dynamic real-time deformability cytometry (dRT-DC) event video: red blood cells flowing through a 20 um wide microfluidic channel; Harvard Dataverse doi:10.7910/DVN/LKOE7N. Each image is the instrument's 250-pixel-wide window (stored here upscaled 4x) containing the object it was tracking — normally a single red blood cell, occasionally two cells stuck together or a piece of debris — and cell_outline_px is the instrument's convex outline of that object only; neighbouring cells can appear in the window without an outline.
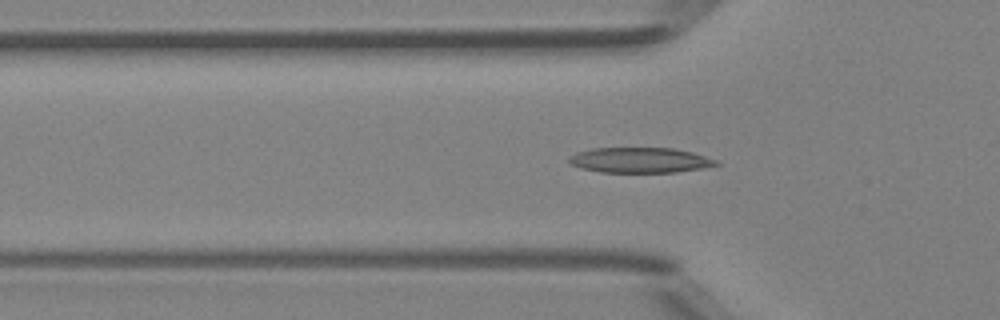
{"species": "Egyptian fruit bat (a non-hibernating species)", "species_latin": "Rousettus aegyptiacus", "temperature_condition": "room temperature", "stored_images_in_passage": 42, "camera_frame_rate_fps": 3000, "um_per_image_px": 0.085, "animal": {"sex": "female"}, "frame": {"image": 1, "passage_image": 12, "time_ms": 3.667, "image_size_px": [1000, 320], "cell_outline_px": [[720, 164], [700, 168], [676, 172], [600, 172], [580, 168], [568, 164], [568, 156], [576, 152], [592, 148], [672, 148], [692, 152], [716, 160]], "centroid_in_image_um": [54.31, 13.61], "position_along_channel_um": 71.5, "area_um2": 21.68}}
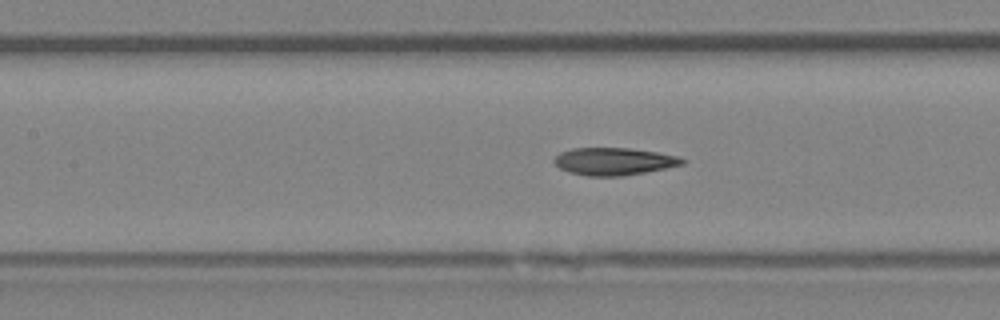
{"frame": {"image": 2, "passage_image": 18, "time_ms": 5.667, "image_size_px": [1000, 320], "cell_outline_px": [[688, 160], [684, 164], [644, 172], [620, 176], [588, 176], [568, 172], [560, 168], [552, 160], [560, 152], [572, 148], [628, 148], [656, 152], [676, 156]], "centroid_in_image_um": [52.15, 13.71], "position_along_channel_um": 155.2, "area_um2": 20.35}}
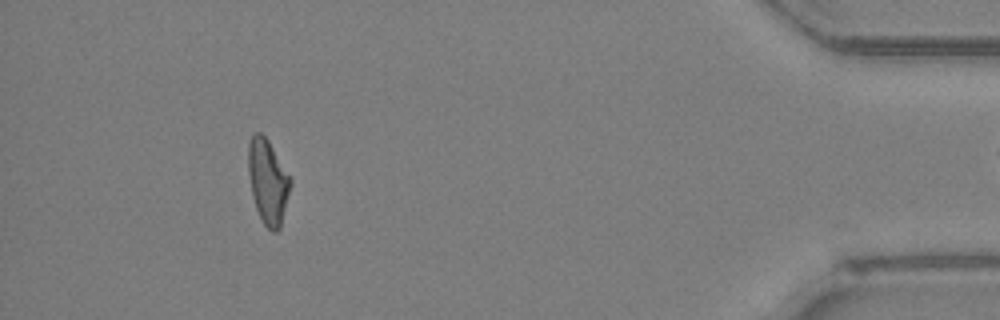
{"frame": {"image": 3, "passage_image": 41, "time_ms": 13.333, "image_size_px": [1000, 320], "cell_outline_px": [[292, 184], [280, 228], [276, 232], [272, 232], [260, 220], [252, 196], [248, 172], [248, 144], [252, 136], [256, 132], [260, 132], [268, 140], [292, 180]], "centroid_in_image_um": [22.77, 15.46], "position_along_channel_um": 412.4, "area_um2": 20.81}}